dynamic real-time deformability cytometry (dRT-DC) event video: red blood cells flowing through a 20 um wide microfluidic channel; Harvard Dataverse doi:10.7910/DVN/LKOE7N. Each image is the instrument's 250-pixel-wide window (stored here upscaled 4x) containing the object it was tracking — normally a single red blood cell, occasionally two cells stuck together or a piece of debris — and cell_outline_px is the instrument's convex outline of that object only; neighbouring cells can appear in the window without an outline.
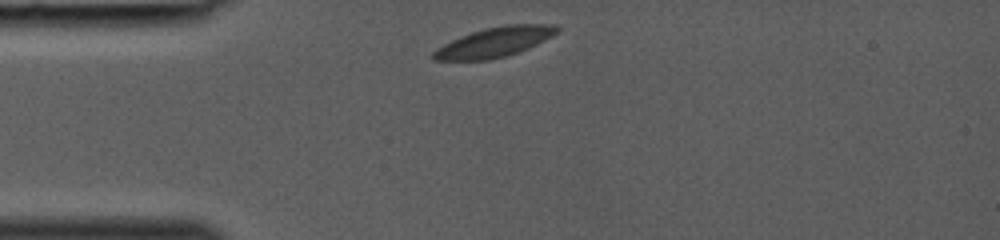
{"species": "common noctule bat (a hibernating species)", "species_latin": "Nyctalus noctula", "temperature_condition": "room temperature", "stored_images_in_passage": 26, "camera_frame_rate_fps": 3000, "um_per_image_px": 0.085, "animal": {"sex": "female", "body_mass_g": 19.0, "forearm_length_mm": 53.3}, "frame": {"image": 1, "passage_image": 1, "time_ms": 0.0, "image_size_px": [1000, 240], "cell_outline_px": [[560, 28], [552, 36], [520, 52], [508, 56], [488, 60], [432, 60], [432, 52], [436, 48], [460, 36], [484, 28], [508, 24], [556, 24]], "centroid_in_image_um": [42.03, 3.58], "position_along_channel_um": 43.0, "area_um2": 21.5}}
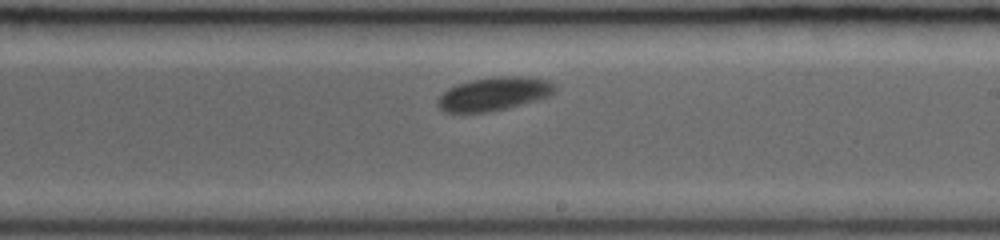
{"frame": {"image": 2, "passage_image": 15, "time_ms": 4.667, "image_size_px": [1000, 240], "cell_outline_px": [[556, 88], [548, 96], [536, 100], [492, 112], [444, 112], [436, 104], [436, 100], [448, 88], [456, 84], [472, 80], [496, 76], [528, 76], [548, 80]], "centroid_in_image_um": [41.95, 7.97], "position_along_channel_um": 247.1, "area_um2": 22.77}}
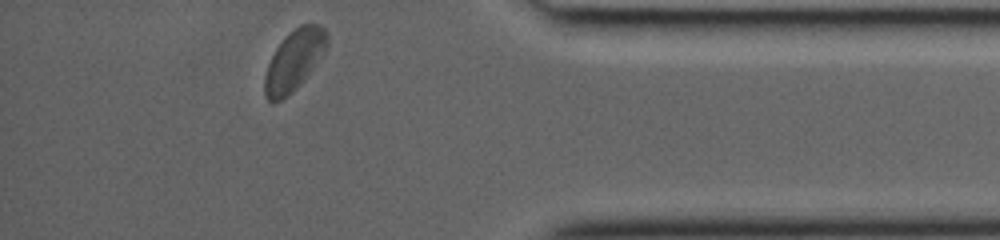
{"frame": {"image": 3, "passage_image": 26, "time_ms": 8.333, "image_size_px": [1000, 240], "cell_outline_px": [[328, 44], [324, 56], [292, 92], [288, 96], [280, 100], [268, 100], [264, 96], [264, 76], [268, 64], [276, 48], [284, 36], [300, 24], [316, 24], [324, 28], [328, 32]], "centroid_in_image_um": [25.02, 5.1], "position_along_channel_um": 410.2, "area_um2": 22.14}}